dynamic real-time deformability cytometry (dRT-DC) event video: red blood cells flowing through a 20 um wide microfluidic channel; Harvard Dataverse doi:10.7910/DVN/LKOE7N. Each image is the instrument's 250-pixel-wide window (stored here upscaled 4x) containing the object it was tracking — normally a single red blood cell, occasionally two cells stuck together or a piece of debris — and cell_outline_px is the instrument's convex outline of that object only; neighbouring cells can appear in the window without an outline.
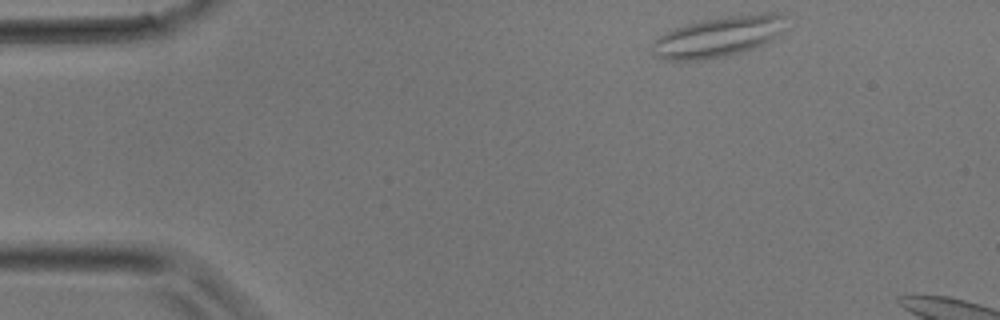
{"species": "common noctule bat (a hibernating species)", "species_latin": "Nyctalus noctula", "temperature_condition": "room temperature", "stored_images_in_passage": 5, "camera_frame_rate_fps": 3000, "um_per_image_px": 0.085, "animal": {"sex": "male", "body_mass_g": 17.9}, "frame": {"image": 1, "passage_image": 1, "time_ms": 0.0, "image_size_px": [1000, 320], "cell_outline_px": [[784, 32], [780, 36], [764, 44], [740, 52], [724, 56], [704, 60], [664, 60], [652, 56], [652, 44], [656, 36], [676, 28], [700, 20], [728, 16], [760, 12], [780, 12], [784, 16]], "centroid_in_image_um": [61.07, 3.11], "position_along_channel_um": 23.9, "area_um2": 31.96}}